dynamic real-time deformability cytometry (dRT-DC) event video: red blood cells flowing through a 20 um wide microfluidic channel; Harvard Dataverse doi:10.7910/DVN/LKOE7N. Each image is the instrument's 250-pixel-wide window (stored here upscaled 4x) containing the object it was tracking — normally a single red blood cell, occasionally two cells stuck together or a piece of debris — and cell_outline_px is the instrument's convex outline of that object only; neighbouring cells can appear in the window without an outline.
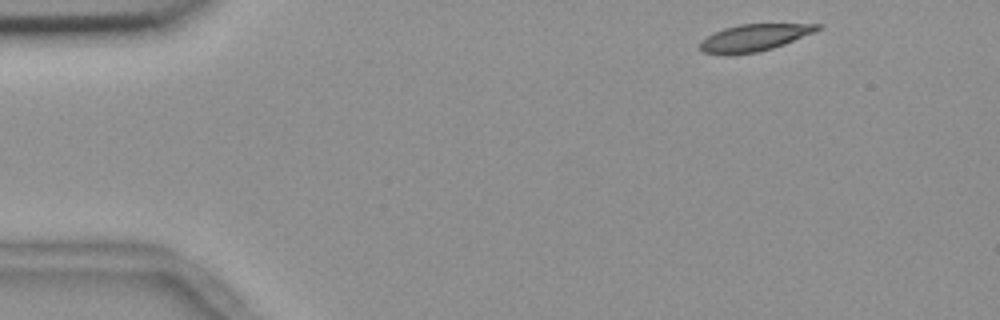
{"species": "common noctule bat (a hibernating species)", "species_latin": "Nyctalus noctula", "temperature_condition": "room temperature", "stored_images_in_passage": 50, "camera_frame_rate_fps": 3000, "um_per_image_px": 0.085, "animal": {"sex": "female", "body_mass_g": 18.4}, "frame": {"image": 1, "passage_image": 1, "time_ms": 0.0, "image_size_px": [1000, 320], "cell_outline_px": [[824, 24], [820, 28], [812, 32], [784, 44], [772, 48], [756, 52], [732, 56], [728, 56], [704, 52], [696, 48], [700, 40], [724, 28], [740, 24]], "centroid_in_image_um": [64.0, 3.23], "position_along_channel_um": 21.0, "area_um2": 18.44}}
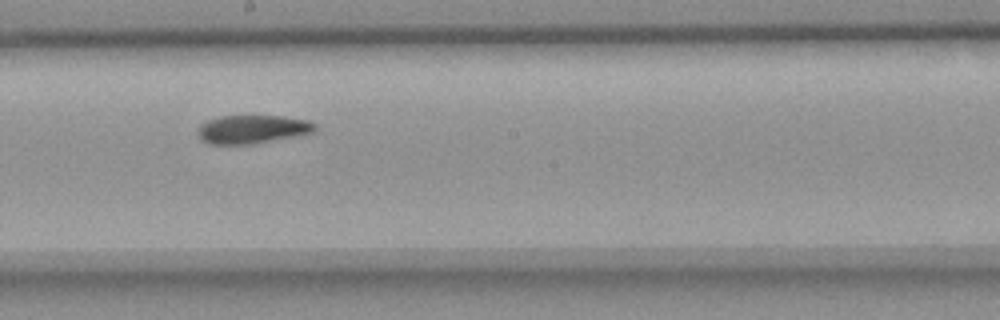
{"frame": {"image": 2, "passage_image": 25, "time_ms": 8.0, "image_size_px": [1000, 320], "cell_outline_px": [[316, 128], [312, 132], [300, 136], [252, 144], [212, 144], [204, 140], [196, 132], [200, 124], [208, 120], [220, 116], [280, 116], [308, 120], [316, 124]], "centroid_in_image_um": [21.48, 10.99], "position_along_channel_um": 226.7, "area_um2": 19.42}}
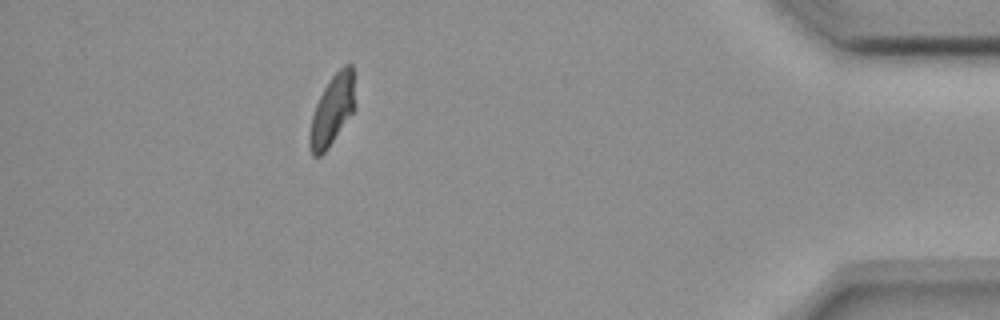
{"frame": {"image": 3, "passage_image": 44, "time_ms": 14.333, "image_size_px": [1000, 320], "cell_outline_px": [[356, 108], [328, 148], [320, 156], [312, 156], [308, 144], [308, 136], [312, 116], [316, 104], [324, 88], [332, 76], [344, 64], [352, 64], [356, 104]], "centroid_in_image_um": [28.25, 9.37], "position_along_channel_um": 407.0, "area_um2": 18.73}, "authors_computed_cell_mechanics": {"area_um2": 19.4497, "velocity_mm_per_s": 3.6608, "shape_relaxation_time_tau1_ms": 5.9804, "shape_relaxation_time_tau2_ms": 6.0448, "deformation_change_tau1": 0.1488, "deformation_change_tau2": 0.1062}}